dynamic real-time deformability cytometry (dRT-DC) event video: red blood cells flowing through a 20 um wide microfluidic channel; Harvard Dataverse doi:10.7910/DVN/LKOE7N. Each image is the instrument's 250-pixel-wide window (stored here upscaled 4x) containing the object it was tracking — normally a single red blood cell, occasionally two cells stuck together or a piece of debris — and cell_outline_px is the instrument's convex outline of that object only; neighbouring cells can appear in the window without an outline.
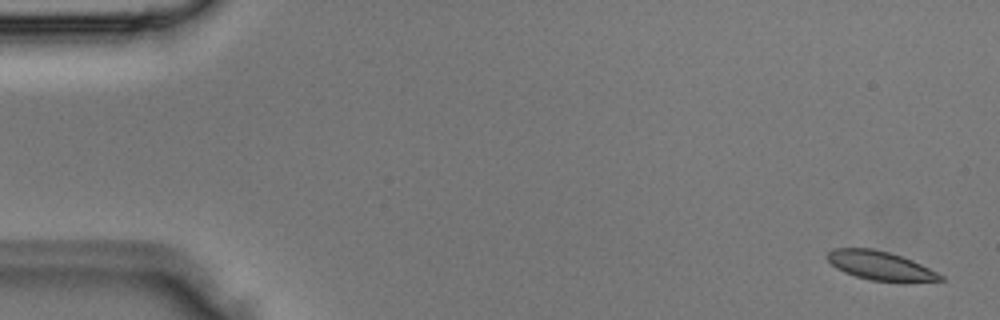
{"species": "Egyptian fruit bat (a non-hibernating species)", "species_latin": "Rousettus aegyptiacus", "temperature_condition": "room temperature", "stored_images_in_passage": 5, "camera_frame_rate_fps": 3000, "um_per_image_px": 0.085, "animal": {"sex": "male"}, "frame": {"image": 1, "passage_image": 1, "time_ms": 0.0, "image_size_px": [1000, 320], "cell_outline_px": [[944, 280], [872, 280], [856, 276], [844, 272], [836, 268], [824, 256], [832, 248], [872, 248], [888, 252], [912, 260], [944, 276]], "centroid_in_image_um": [74.72, 22.54], "position_along_channel_um": 10.3, "area_um2": 18.38}}